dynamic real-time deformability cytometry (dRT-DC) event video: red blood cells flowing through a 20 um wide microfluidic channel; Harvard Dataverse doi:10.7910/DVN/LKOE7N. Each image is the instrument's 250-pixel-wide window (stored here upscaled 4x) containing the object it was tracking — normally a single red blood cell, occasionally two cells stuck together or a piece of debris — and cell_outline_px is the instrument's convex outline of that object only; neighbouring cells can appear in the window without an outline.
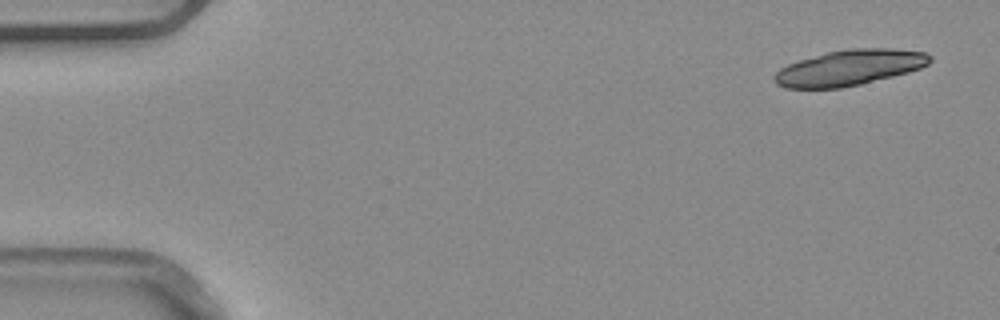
{"species": "common noctule bat (a hibernating species)", "species_latin": "Nyctalus noctula", "temperature_condition": "warm", "stored_images_in_passage": 5, "segment_of_instrument_passage": [1, 2], "camera_frame_rate_fps": 3000, "um_per_image_px": 0.085, "animal": {"sex": "male", "body_mass_g": 20.4}, "frame": {"image": 1, "passage_image": 1, "time_ms": 0.0, "image_size_px": [1000, 320], "cell_outline_px": [[932, 60], [928, 64], [920, 68], [908, 72], [860, 84], [840, 88], [784, 88], [776, 84], [772, 80], [772, 76], [780, 68], [788, 64], [800, 60], [828, 52], [852, 48], [892, 48], [924, 52], [932, 56]], "centroid_in_image_um": [72.18, 5.75], "position_along_channel_um": 12.8, "area_um2": 32.19}}